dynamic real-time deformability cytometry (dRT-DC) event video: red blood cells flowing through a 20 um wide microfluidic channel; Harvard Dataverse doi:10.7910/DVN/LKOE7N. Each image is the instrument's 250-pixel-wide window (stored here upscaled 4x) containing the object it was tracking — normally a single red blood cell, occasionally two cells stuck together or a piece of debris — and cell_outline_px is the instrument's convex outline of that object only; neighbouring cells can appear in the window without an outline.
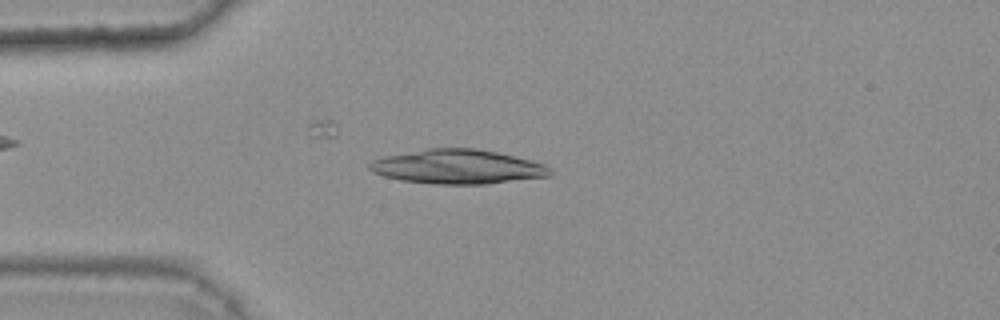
{"species": "common noctule bat (a hibernating species)", "species_latin": "Nyctalus noctula", "temperature_condition": "warm", "stored_images_in_passage": 42, "camera_frame_rate_fps": 3000, "um_per_image_px": 0.085, "animal": {"sex": "female", "body_mass_g": 25.1}, "frame": {"image": 1, "passage_image": 12, "time_ms": 3.667, "image_size_px": [1000, 320], "cell_outline_px": [[552, 176], [488, 184], [432, 184], [400, 180], [384, 176], [372, 172], [368, 168], [368, 164], [372, 160], [384, 156], [428, 148], [476, 148], [496, 152], [544, 164], [552, 172]], "centroid_in_image_um": [38.86, 14.18], "position_along_channel_um": 46.1, "area_um2": 36.13}}
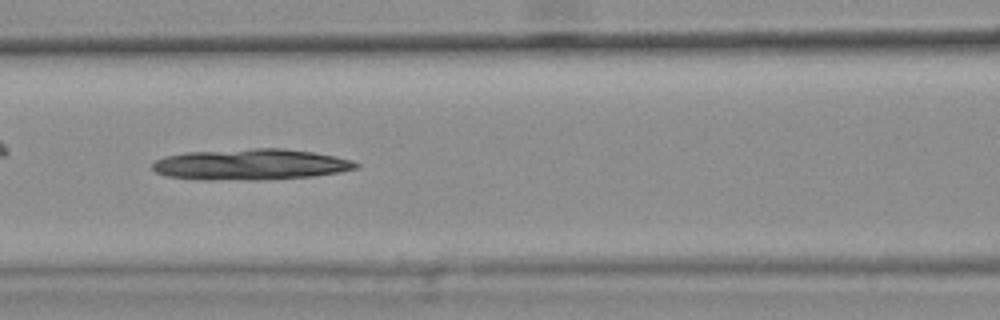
{"frame": {"image": 2, "passage_image": 21, "time_ms": 6.667, "image_size_px": [1000, 320], "cell_outline_px": [[360, 164], [356, 168], [340, 172], [312, 176], [260, 180], [204, 180], [164, 176], [156, 172], [152, 168], [152, 164], [156, 160], [164, 156], [184, 152], [252, 148], [284, 148], [312, 152], [352, 160]], "centroid_in_image_um": [21.25, 13.98], "position_along_channel_um": 145.3, "area_um2": 36.99}}
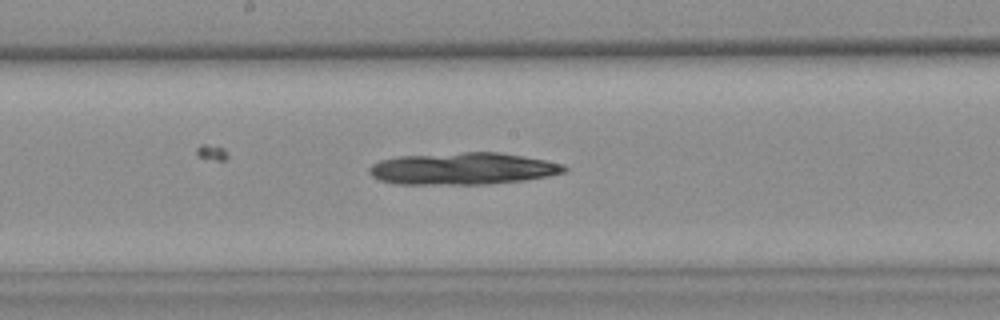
{"frame": {"image": 3, "passage_image": 26, "time_ms": 8.333, "image_size_px": [1000, 320], "cell_outline_px": [[568, 168], [564, 172], [548, 176], [524, 180], [488, 184], [396, 184], [380, 180], [372, 176], [368, 172], [368, 168], [372, 164], [380, 160], [400, 156], [464, 152], [500, 152], [524, 156], [564, 164]], "centroid_in_image_um": [39.33, 14.33], "position_along_channel_um": 208.9, "area_um2": 36.41}}